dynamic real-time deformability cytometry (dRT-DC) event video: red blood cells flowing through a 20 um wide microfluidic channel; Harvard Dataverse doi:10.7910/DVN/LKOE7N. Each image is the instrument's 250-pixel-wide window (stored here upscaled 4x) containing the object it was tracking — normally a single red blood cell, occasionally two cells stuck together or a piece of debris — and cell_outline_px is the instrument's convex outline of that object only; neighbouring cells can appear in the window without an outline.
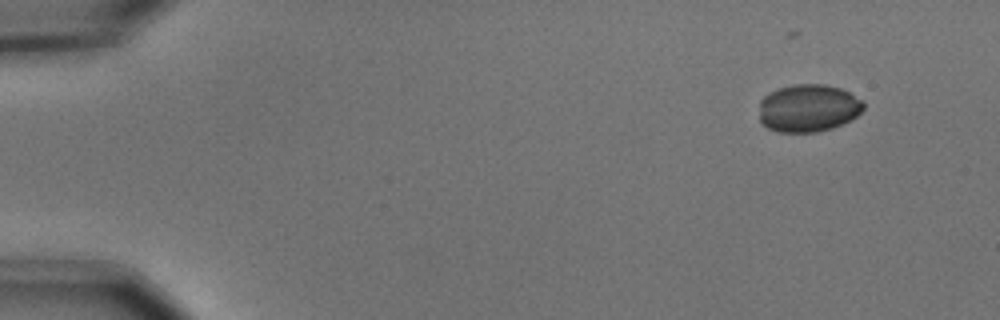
{"species": "common noctule bat (a hibernating species)", "species_latin": "Nyctalus noctula", "temperature_condition": "cold", "stored_images_in_passage": 5, "camera_frame_rate_fps": 3000, "um_per_image_px": 0.085, "animal": {"sex": "male", "body_mass_g": 15.6}, "frame": {"image": 1, "passage_image": 1, "time_ms": 0.0, "image_size_px": [1000, 320], "cell_outline_px": [[864, 108], [856, 116], [832, 128], [816, 132], [780, 132], [768, 128], [760, 120], [760, 100], [768, 92], [792, 84], [824, 84], [840, 88], [864, 100]], "centroid_in_image_um": [68.7, 9.17], "position_along_channel_um": 16.3, "area_um2": 28.96}}
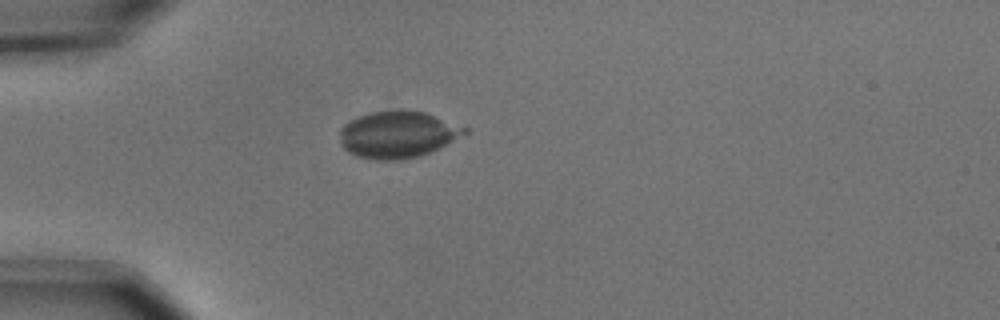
{"frame": {"image": 2, "passage_image": 4, "time_ms": 1.0, "image_size_px": [1000, 320], "cell_outline_px": [[468, 132], [420, 156], [396, 160], [376, 160], [356, 156], [348, 152], [340, 144], [340, 128], [344, 124], [356, 116], [372, 112], [396, 108], [404, 108], [424, 112], [468, 128]], "centroid_in_image_um": [33.74, 11.4], "position_along_channel_um": 51.3, "area_um2": 34.16}}